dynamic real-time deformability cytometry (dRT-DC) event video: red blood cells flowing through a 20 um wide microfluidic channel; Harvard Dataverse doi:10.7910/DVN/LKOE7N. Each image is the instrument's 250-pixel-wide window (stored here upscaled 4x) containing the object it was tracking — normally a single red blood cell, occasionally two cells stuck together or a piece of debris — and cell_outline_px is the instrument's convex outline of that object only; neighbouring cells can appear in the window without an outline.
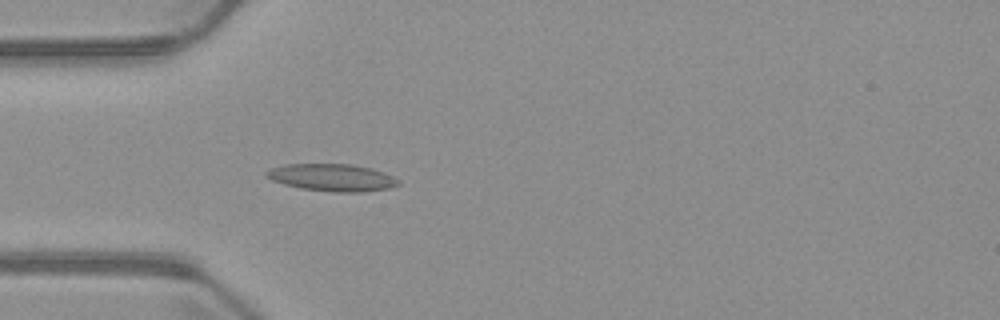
{"species": "common noctule bat (a hibernating species)", "species_latin": "Nyctalus noctula", "temperature_condition": "warm", "stored_images_in_passage": 4, "camera_frame_rate_fps": 3000, "um_per_image_px": 0.085, "animal": {"sex": "male", "body_mass_g": 23.1, "forearm_length_mm": 52.7}, "frame": {"image": 1, "passage_image": 4, "time_ms": 4.0, "image_size_px": [1000, 320], "cell_outline_px": [[400, 184], [392, 188], [364, 192], [332, 192], [300, 188], [284, 184], [272, 180], [264, 176], [264, 172], [272, 168], [284, 164], [352, 164], [372, 168], [384, 172], [400, 180]], "centroid_in_image_um": [28.25, 15.09], "position_along_channel_um": 56.7, "area_um2": 21.21}}